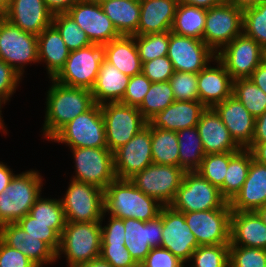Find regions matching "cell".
Wrapping results in <instances>:
<instances>
[{"label":"cell","mask_w":266,"mask_h":267,"mask_svg":"<svg viewBox=\"0 0 266 267\" xmlns=\"http://www.w3.org/2000/svg\"><path fill=\"white\" fill-rule=\"evenodd\" d=\"M28 234L44 241L55 253L60 246V236L66 223H42L29 213L16 222Z\"/></svg>","instance_id":"cell-40"},{"label":"cell","mask_w":266,"mask_h":267,"mask_svg":"<svg viewBox=\"0 0 266 267\" xmlns=\"http://www.w3.org/2000/svg\"><path fill=\"white\" fill-rule=\"evenodd\" d=\"M29 214L35 218L37 222L67 223L60 198H42L41 195L34 202Z\"/></svg>","instance_id":"cell-46"},{"label":"cell","mask_w":266,"mask_h":267,"mask_svg":"<svg viewBox=\"0 0 266 267\" xmlns=\"http://www.w3.org/2000/svg\"><path fill=\"white\" fill-rule=\"evenodd\" d=\"M0 59L23 78L25 65L39 63L37 36L24 32L0 16Z\"/></svg>","instance_id":"cell-10"},{"label":"cell","mask_w":266,"mask_h":267,"mask_svg":"<svg viewBox=\"0 0 266 267\" xmlns=\"http://www.w3.org/2000/svg\"><path fill=\"white\" fill-rule=\"evenodd\" d=\"M207 10L191 5H177L171 32L203 40Z\"/></svg>","instance_id":"cell-36"},{"label":"cell","mask_w":266,"mask_h":267,"mask_svg":"<svg viewBox=\"0 0 266 267\" xmlns=\"http://www.w3.org/2000/svg\"><path fill=\"white\" fill-rule=\"evenodd\" d=\"M227 201L217 186L196 171L185 172L174 201L170 206L182 213L222 208Z\"/></svg>","instance_id":"cell-8"},{"label":"cell","mask_w":266,"mask_h":267,"mask_svg":"<svg viewBox=\"0 0 266 267\" xmlns=\"http://www.w3.org/2000/svg\"><path fill=\"white\" fill-rule=\"evenodd\" d=\"M47 8L53 13H66L79 0H44Z\"/></svg>","instance_id":"cell-57"},{"label":"cell","mask_w":266,"mask_h":267,"mask_svg":"<svg viewBox=\"0 0 266 267\" xmlns=\"http://www.w3.org/2000/svg\"><path fill=\"white\" fill-rule=\"evenodd\" d=\"M125 247L134 261L140 265L152 248L162 244V209L160 214L149 221L134 218L123 219Z\"/></svg>","instance_id":"cell-20"},{"label":"cell","mask_w":266,"mask_h":267,"mask_svg":"<svg viewBox=\"0 0 266 267\" xmlns=\"http://www.w3.org/2000/svg\"><path fill=\"white\" fill-rule=\"evenodd\" d=\"M43 180L40 172L34 169L13 176L0 193V226L16 223L29 213L42 194Z\"/></svg>","instance_id":"cell-3"},{"label":"cell","mask_w":266,"mask_h":267,"mask_svg":"<svg viewBox=\"0 0 266 267\" xmlns=\"http://www.w3.org/2000/svg\"><path fill=\"white\" fill-rule=\"evenodd\" d=\"M38 61L46 64L48 78H54L70 54L58 30L51 24L37 36Z\"/></svg>","instance_id":"cell-31"},{"label":"cell","mask_w":266,"mask_h":267,"mask_svg":"<svg viewBox=\"0 0 266 267\" xmlns=\"http://www.w3.org/2000/svg\"><path fill=\"white\" fill-rule=\"evenodd\" d=\"M100 257L112 267H139L124 244H101Z\"/></svg>","instance_id":"cell-51"},{"label":"cell","mask_w":266,"mask_h":267,"mask_svg":"<svg viewBox=\"0 0 266 267\" xmlns=\"http://www.w3.org/2000/svg\"><path fill=\"white\" fill-rule=\"evenodd\" d=\"M104 59L128 76L142 73V62L134 36H123L103 45Z\"/></svg>","instance_id":"cell-32"},{"label":"cell","mask_w":266,"mask_h":267,"mask_svg":"<svg viewBox=\"0 0 266 267\" xmlns=\"http://www.w3.org/2000/svg\"><path fill=\"white\" fill-rule=\"evenodd\" d=\"M103 59V46L98 44L70 51L64 67L53 79L66 86L91 90Z\"/></svg>","instance_id":"cell-11"},{"label":"cell","mask_w":266,"mask_h":267,"mask_svg":"<svg viewBox=\"0 0 266 267\" xmlns=\"http://www.w3.org/2000/svg\"><path fill=\"white\" fill-rule=\"evenodd\" d=\"M232 95L257 118L266 110V93L249 78L233 80Z\"/></svg>","instance_id":"cell-39"},{"label":"cell","mask_w":266,"mask_h":267,"mask_svg":"<svg viewBox=\"0 0 266 267\" xmlns=\"http://www.w3.org/2000/svg\"><path fill=\"white\" fill-rule=\"evenodd\" d=\"M196 127L205 154L237 152L241 149L213 108H206Z\"/></svg>","instance_id":"cell-25"},{"label":"cell","mask_w":266,"mask_h":267,"mask_svg":"<svg viewBox=\"0 0 266 267\" xmlns=\"http://www.w3.org/2000/svg\"><path fill=\"white\" fill-rule=\"evenodd\" d=\"M10 0H0V16H2L8 9Z\"/></svg>","instance_id":"cell-65"},{"label":"cell","mask_w":266,"mask_h":267,"mask_svg":"<svg viewBox=\"0 0 266 267\" xmlns=\"http://www.w3.org/2000/svg\"><path fill=\"white\" fill-rule=\"evenodd\" d=\"M243 33L266 48V0L243 9Z\"/></svg>","instance_id":"cell-41"},{"label":"cell","mask_w":266,"mask_h":267,"mask_svg":"<svg viewBox=\"0 0 266 267\" xmlns=\"http://www.w3.org/2000/svg\"><path fill=\"white\" fill-rule=\"evenodd\" d=\"M64 197L60 198L67 222L102 221L104 212V190L90 183L71 179Z\"/></svg>","instance_id":"cell-6"},{"label":"cell","mask_w":266,"mask_h":267,"mask_svg":"<svg viewBox=\"0 0 266 267\" xmlns=\"http://www.w3.org/2000/svg\"><path fill=\"white\" fill-rule=\"evenodd\" d=\"M14 175L12 169L7 164L0 162V193L7 188Z\"/></svg>","instance_id":"cell-61"},{"label":"cell","mask_w":266,"mask_h":267,"mask_svg":"<svg viewBox=\"0 0 266 267\" xmlns=\"http://www.w3.org/2000/svg\"><path fill=\"white\" fill-rule=\"evenodd\" d=\"M252 142H266V110L255 118Z\"/></svg>","instance_id":"cell-56"},{"label":"cell","mask_w":266,"mask_h":267,"mask_svg":"<svg viewBox=\"0 0 266 267\" xmlns=\"http://www.w3.org/2000/svg\"><path fill=\"white\" fill-rule=\"evenodd\" d=\"M177 5L176 0H140V21L133 36L170 31Z\"/></svg>","instance_id":"cell-29"},{"label":"cell","mask_w":266,"mask_h":267,"mask_svg":"<svg viewBox=\"0 0 266 267\" xmlns=\"http://www.w3.org/2000/svg\"><path fill=\"white\" fill-rule=\"evenodd\" d=\"M249 79L266 93V64H261L253 71Z\"/></svg>","instance_id":"cell-59"},{"label":"cell","mask_w":266,"mask_h":267,"mask_svg":"<svg viewBox=\"0 0 266 267\" xmlns=\"http://www.w3.org/2000/svg\"><path fill=\"white\" fill-rule=\"evenodd\" d=\"M152 163L151 125L147 122L131 140L114 152L116 178L130 179Z\"/></svg>","instance_id":"cell-19"},{"label":"cell","mask_w":266,"mask_h":267,"mask_svg":"<svg viewBox=\"0 0 266 267\" xmlns=\"http://www.w3.org/2000/svg\"><path fill=\"white\" fill-rule=\"evenodd\" d=\"M256 212L261 217L262 221L266 224V205L259 207Z\"/></svg>","instance_id":"cell-66"},{"label":"cell","mask_w":266,"mask_h":267,"mask_svg":"<svg viewBox=\"0 0 266 267\" xmlns=\"http://www.w3.org/2000/svg\"><path fill=\"white\" fill-rule=\"evenodd\" d=\"M252 160L253 156L248 148H241L229 160L224 183L219 188L227 202H230L242 188Z\"/></svg>","instance_id":"cell-34"},{"label":"cell","mask_w":266,"mask_h":267,"mask_svg":"<svg viewBox=\"0 0 266 267\" xmlns=\"http://www.w3.org/2000/svg\"><path fill=\"white\" fill-rule=\"evenodd\" d=\"M129 80L130 76L103 59L95 85L91 89L94 102L99 105L121 102Z\"/></svg>","instance_id":"cell-30"},{"label":"cell","mask_w":266,"mask_h":267,"mask_svg":"<svg viewBox=\"0 0 266 267\" xmlns=\"http://www.w3.org/2000/svg\"><path fill=\"white\" fill-rule=\"evenodd\" d=\"M66 13L86 33L92 44L103 46L121 36L95 0H79Z\"/></svg>","instance_id":"cell-16"},{"label":"cell","mask_w":266,"mask_h":267,"mask_svg":"<svg viewBox=\"0 0 266 267\" xmlns=\"http://www.w3.org/2000/svg\"><path fill=\"white\" fill-rule=\"evenodd\" d=\"M153 164L179 167V144L176 131L151 126Z\"/></svg>","instance_id":"cell-37"},{"label":"cell","mask_w":266,"mask_h":267,"mask_svg":"<svg viewBox=\"0 0 266 267\" xmlns=\"http://www.w3.org/2000/svg\"><path fill=\"white\" fill-rule=\"evenodd\" d=\"M102 221L67 222L60 236L56 260L64 254L68 267L99 258L101 253Z\"/></svg>","instance_id":"cell-4"},{"label":"cell","mask_w":266,"mask_h":267,"mask_svg":"<svg viewBox=\"0 0 266 267\" xmlns=\"http://www.w3.org/2000/svg\"><path fill=\"white\" fill-rule=\"evenodd\" d=\"M163 205L140 191L130 179L113 180L104 190V212L110 216L149 221L156 218Z\"/></svg>","instance_id":"cell-2"},{"label":"cell","mask_w":266,"mask_h":267,"mask_svg":"<svg viewBox=\"0 0 266 267\" xmlns=\"http://www.w3.org/2000/svg\"><path fill=\"white\" fill-rule=\"evenodd\" d=\"M0 239L27 256L38 267L56 262V253L44 242L24 231L17 223L0 226Z\"/></svg>","instance_id":"cell-22"},{"label":"cell","mask_w":266,"mask_h":267,"mask_svg":"<svg viewBox=\"0 0 266 267\" xmlns=\"http://www.w3.org/2000/svg\"><path fill=\"white\" fill-rule=\"evenodd\" d=\"M7 101L4 99V98H2L1 96H0V131H2L3 132V134H7V129L5 128L6 126H4V121L2 120L3 119V117L1 116L2 115V111H1V109L3 108V104L5 105V103H6ZM2 107V108H1ZM6 129V130H5Z\"/></svg>","instance_id":"cell-64"},{"label":"cell","mask_w":266,"mask_h":267,"mask_svg":"<svg viewBox=\"0 0 266 267\" xmlns=\"http://www.w3.org/2000/svg\"><path fill=\"white\" fill-rule=\"evenodd\" d=\"M184 262L162 247L152 248L139 267H184Z\"/></svg>","instance_id":"cell-52"},{"label":"cell","mask_w":266,"mask_h":267,"mask_svg":"<svg viewBox=\"0 0 266 267\" xmlns=\"http://www.w3.org/2000/svg\"><path fill=\"white\" fill-rule=\"evenodd\" d=\"M236 4L238 7L244 9L246 7L254 6L260 3L263 0H227Z\"/></svg>","instance_id":"cell-63"},{"label":"cell","mask_w":266,"mask_h":267,"mask_svg":"<svg viewBox=\"0 0 266 267\" xmlns=\"http://www.w3.org/2000/svg\"><path fill=\"white\" fill-rule=\"evenodd\" d=\"M247 148L256 162L266 166V142H252Z\"/></svg>","instance_id":"cell-58"},{"label":"cell","mask_w":266,"mask_h":267,"mask_svg":"<svg viewBox=\"0 0 266 267\" xmlns=\"http://www.w3.org/2000/svg\"><path fill=\"white\" fill-rule=\"evenodd\" d=\"M167 57L175 71L199 73L214 62L216 54L203 40L180 36L170 31Z\"/></svg>","instance_id":"cell-18"},{"label":"cell","mask_w":266,"mask_h":267,"mask_svg":"<svg viewBox=\"0 0 266 267\" xmlns=\"http://www.w3.org/2000/svg\"><path fill=\"white\" fill-rule=\"evenodd\" d=\"M175 70L167 56L155 58L142 63V73L151 82H166L173 76Z\"/></svg>","instance_id":"cell-50"},{"label":"cell","mask_w":266,"mask_h":267,"mask_svg":"<svg viewBox=\"0 0 266 267\" xmlns=\"http://www.w3.org/2000/svg\"><path fill=\"white\" fill-rule=\"evenodd\" d=\"M0 267H38L19 250L9 247L0 239Z\"/></svg>","instance_id":"cell-54"},{"label":"cell","mask_w":266,"mask_h":267,"mask_svg":"<svg viewBox=\"0 0 266 267\" xmlns=\"http://www.w3.org/2000/svg\"><path fill=\"white\" fill-rule=\"evenodd\" d=\"M47 90L43 137L50 140L64 125L79 114L89 110L94 104L91 90L70 87L50 78Z\"/></svg>","instance_id":"cell-1"},{"label":"cell","mask_w":266,"mask_h":267,"mask_svg":"<svg viewBox=\"0 0 266 267\" xmlns=\"http://www.w3.org/2000/svg\"><path fill=\"white\" fill-rule=\"evenodd\" d=\"M229 245L266 249V224L256 211H232Z\"/></svg>","instance_id":"cell-26"},{"label":"cell","mask_w":266,"mask_h":267,"mask_svg":"<svg viewBox=\"0 0 266 267\" xmlns=\"http://www.w3.org/2000/svg\"><path fill=\"white\" fill-rule=\"evenodd\" d=\"M99 4L120 35L133 36L140 21V0H106Z\"/></svg>","instance_id":"cell-33"},{"label":"cell","mask_w":266,"mask_h":267,"mask_svg":"<svg viewBox=\"0 0 266 267\" xmlns=\"http://www.w3.org/2000/svg\"><path fill=\"white\" fill-rule=\"evenodd\" d=\"M108 149L114 153L147 125L137 107L120 102L101 105Z\"/></svg>","instance_id":"cell-9"},{"label":"cell","mask_w":266,"mask_h":267,"mask_svg":"<svg viewBox=\"0 0 266 267\" xmlns=\"http://www.w3.org/2000/svg\"><path fill=\"white\" fill-rule=\"evenodd\" d=\"M243 33V9L225 0L207 10L203 42L217 54Z\"/></svg>","instance_id":"cell-7"},{"label":"cell","mask_w":266,"mask_h":267,"mask_svg":"<svg viewBox=\"0 0 266 267\" xmlns=\"http://www.w3.org/2000/svg\"><path fill=\"white\" fill-rule=\"evenodd\" d=\"M20 80H22L21 75L0 59V96L9 101L16 92Z\"/></svg>","instance_id":"cell-53"},{"label":"cell","mask_w":266,"mask_h":267,"mask_svg":"<svg viewBox=\"0 0 266 267\" xmlns=\"http://www.w3.org/2000/svg\"><path fill=\"white\" fill-rule=\"evenodd\" d=\"M189 262L190 267H229V244L200 245Z\"/></svg>","instance_id":"cell-45"},{"label":"cell","mask_w":266,"mask_h":267,"mask_svg":"<svg viewBox=\"0 0 266 267\" xmlns=\"http://www.w3.org/2000/svg\"><path fill=\"white\" fill-rule=\"evenodd\" d=\"M214 61L218 63L217 66L212 67L209 63L198 73L199 101L206 108H213L232 96L233 79L217 57L214 58Z\"/></svg>","instance_id":"cell-23"},{"label":"cell","mask_w":266,"mask_h":267,"mask_svg":"<svg viewBox=\"0 0 266 267\" xmlns=\"http://www.w3.org/2000/svg\"><path fill=\"white\" fill-rule=\"evenodd\" d=\"M170 31L134 36L141 62L167 56Z\"/></svg>","instance_id":"cell-44"},{"label":"cell","mask_w":266,"mask_h":267,"mask_svg":"<svg viewBox=\"0 0 266 267\" xmlns=\"http://www.w3.org/2000/svg\"><path fill=\"white\" fill-rule=\"evenodd\" d=\"M151 84L152 82L143 73L131 76L120 103L138 108Z\"/></svg>","instance_id":"cell-49"},{"label":"cell","mask_w":266,"mask_h":267,"mask_svg":"<svg viewBox=\"0 0 266 267\" xmlns=\"http://www.w3.org/2000/svg\"><path fill=\"white\" fill-rule=\"evenodd\" d=\"M50 140L65 143L69 148L107 147L101 105L95 103L64 125Z\"/></svg>","instance_id":"cell-5"},{"label":"cell","mask_w":266,"mask_h":267,"mask_svg":"<svg viewBox=\"0 0 266 267\" xmlns=\"http://www.w3.org/2000/svg\"><path fill=\"white\" fill-rule=\"evenodd\" d=\"M206 107L198 101H174L157 113L148 123L155 128L170 131L196 127Z\"/></svg>","instance_id":"cell-27"},{"label":"cell","mask_w":266,"mask_h":267,"mask_svg":"<svg viewBox=\"0 0 266 267\" xmlns=\"http://www.w3.org/2000/svg\"><path fill=\"white\" fill-rule=\"evenodd\" d=\"M75 267H112V266L107 261L99 257L89 262L76 265Z\"/></svg>","instance_id":"cell-62"},{"label":"cell","mask_w":266,"mask_h":267,"mask_svg":"<svg viewBox=\"0 0 266 267\" xmlns=\"http://www.w3.org/2000/svg\"><path fill=\"white\" fill-rule=\"evenodd\" d=\"M232 211H256L266 205V166L251 161L248 176L235 197L229 202Z\"/></svg>","instance_id":"cell-28"},{"label":"cell","mask_w":266,"mask_h":267,"mask_svg":"<svg viewBox=\"0 0 266 267\" xmlns=\"http://www.w3.org/2000/svg\"><path fill=\"white\" fill-rule=\"evenodd\" d=\"M198 73L175 71L169 79L175 101H198Z\"/></svg>","instance_id":"cell-48"},{"label":"cell","mask_w":266,"mask_h":267,"mask_svg":"<svg viewBox=\"0 0 266 267\" xmlns=\"http://www.w3.org/2000/svg\"><path fill=\"white\" fill-rule=\"evenodd\" d=\"M262 61L266 64V48L263 49V59Z\"/></svg>","instance_id":"cell-67"},{"label":"cell","mask_w":266,"mask_h":267,"mask_svg":"<svg viewBox=\"0 0 266 267\" xmlns=\"http://www.w3.org/2000/svg\"><path fill=\"white\" fill-rule=\"evenodd\" d=\"M199 246L185 221L184 213L174 210L170 205L163 206L161 247L168 249L174 256L188 265L193 252Z\"/></svg>","instance_id":"cell-17"},{"label":"cell","mask_w":266,"mask_h":267,"mask_svg":"<svg viewBox=\"0 0 266 267\" xmlns=\"http://www.w3.org/2000/svg\"><path fill=\"white\" fill-rule=\"evenodd\" d=\"M178 5H191L203 9H210L223 3L225 0H176Z\"/></svg>","instance_id":"cell-60"},{"label":"cell","mask_w":266,"mask_h":267,"mask_svg":"<svg viewBox=\"0 0 266 267\" xmlns=\"http://www.w3.org/2000/svg\"><path fill=\"white\" fill-rule=\"evenodd\" d=\"M185 171L178 166L150 164L130 181L144 194L169 206L175 199Z\"/></svg>","instance_id":"cell-13"},{"label":"cell","mask_w":266,"mask_h":267,"mask_svg":"<svg viewBox=\"0 0 266 267\" xmlns=\"http://www.w3.org/2000/svg\"><path fill=\"white\" fill-rule=\"evenodd\" d=\"M2 16L24 32L38 36L52 24L53 13L44 0H10Z\"/></svg>","instance_id":"cell-21"},{"label":"cell","mask_w":266,"mask_h":267,"mask_svg":"<svg viewBox=\"0 0 266 267\" xmlns=\"http://www.w3.org/2000/svg\"><path fill=\"white\" fill-rule=\"evenodd\" d=\"M229 267H266V249L229 245Z\"/></svg>","instance_id":"cell-47"},{"label":"cell","mask_w":266,"mask_h":267,"mask_svg":"<svg viewBox=\"0 0 266 267\" xmlns=\"http://www.w3.org/2000/svg\"><path fill=\"white\" fill-rule=\"evenodd\" d=\"M70 150L75 161V175L71 179L93 184L103 190L116 179L114 153L108 147Z\"/></svg>","instance_id":"cell-12"},{"label":"cell","mask_w":266,"mask_h":267,"mask_svg":"<svg viewBox=\"0 0 266 267\" xmlns=\"http://www.w3.org/2000/svg\"><path fill=\"white\" fill-rule=\"evenodd\" d=\"M229 202L222 208L184 213L191 232L199 245L230 244Z\"/></svg>","instance_id":"cell-14"},{"label":"cell","mask_w":266,"mask_h":267,"mask_svg":"<svg viewBox=\"0 0 266 267\" xmlns=\"http://www.w3.org/2000/svg\"><path fill=\"white\" fill-rule=\"evenodd\" d=\"M216 57L233 80L246 79L261 64L263 48L253 38L242 33L224 46Z\"/></svg>","instance_id":"cell-15"},{"label":"cell","mask_w":266,"mask_h":267,"mask_svg":"<svg viewBox=\"0 0 266 267\" xmlns=\"http://www.w3.org/2000/svg\"><path fill=\"white\" fill-rule=\"evenodd\" d=\"M236 152L205 154L196 172L212 185L220 188L225 179L229 160Z\"/></svg>","instance_id":"cell-43"},{"label":"cell","mask_w":266,"mask_h":267,"mask_svg":"<svg viewBox=\"0 0 266 267\" xmlns=\"http://www.w3.org/2000/svg\"><path fill=\"white\" fill-rule=\"evenodd\" d=\"M107 225H101V244H125L123 219L109 216Z\"/></svg>","instance_id":"cell-55"},{"label":"cell","mask_w":266,"mask_h":267,"mask_svg":"<svg viewBox=\"0 0 266 267\" xmlns=\"http://www.w3.org/2000/svg\"><path fill=\"white\" fill-rule=\"evenodd\" d=\"M213 109L220 116L234 141L241 148H247L252 143L255 117L233 95L215 105Z\"/></svg>","instance_id":"cell-24"},{"label":"cell","mask_w":266,"mask_h":267,"mask_svg":"<svg viewBox=\"0 0 266 267\" xmlns=\"http://www.w3.org/2000/svg\"><path fill=\"white\" fill-rule=\"evenodd\" d=\"M174 101V93L169 81L152 82L138 110L148 122L152 117L166 109Z\"/></svg>","instance_id":"cell-38"},{"label":"cell","mask_w":266,"mask_h":267,"mask_svg":"<svg viewBox=\"0 0 266 267\" xmlns=\"http://www.w3.org/2000/svg\"><path fill=\"white\" fill-rule=\"evenodd\" d=\"M52 25L58 30L70 51L92 44L86 33L79 28L67 13L53 14Z\"/></svg>","instance_id":"cell-42"},{"label":"cell","mask_w":266,"mask_h":267,"mask_svg":"<svg viewBox=\"0 0 266 267\" xmlns=\"http://www.w3.org/2000/svg\"><path fill=\"white\" fill-rule=\"evenodd\" d=\"M176 134L179 144V167L185 172L196 171L205 156L197 127L181 129Z\"/></svg>","instance_id":"cell-35"}]
</instances>
